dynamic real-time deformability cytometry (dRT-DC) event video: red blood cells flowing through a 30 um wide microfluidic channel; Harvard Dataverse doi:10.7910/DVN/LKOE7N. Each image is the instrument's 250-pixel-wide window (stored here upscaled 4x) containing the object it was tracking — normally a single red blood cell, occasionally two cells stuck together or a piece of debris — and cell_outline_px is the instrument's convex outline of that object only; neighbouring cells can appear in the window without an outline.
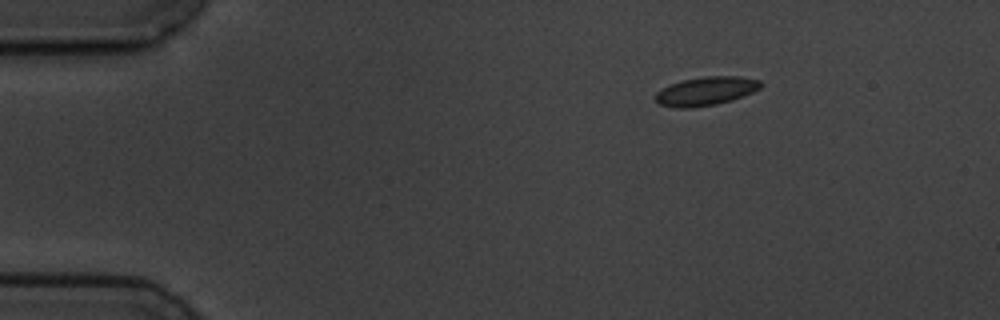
{"species": "common noctule bat (a hibernating species)", "species_latin": "Nyctalus noctula", "temperature_condition": "cold", "stored_images_in_passage": 3, "camera_frame_rate_fps": 3000, "um_per_image_px": 0.085, "animal": {"sex": "male", "body_mass_g": 19.5, "forearm_length_mm": 54.6}, "frame": {"image": 1, "passage_image": 1, "time_ms": 0.0, "image_size_px": [1000, 320], "cell_outline_px": [[764, 84], [760, 88], [752, 92], [732, 100], [716, 104], [692, 108], [676, 108], [660, 104], [652, 96], [656, 92], [680, 80], [704, 76], [740, 76], [760, 80]], "centroid_in_image_um": [60.0, 7.74], "position_along_channel_um": 25.0, "area_um2": 17.69}}